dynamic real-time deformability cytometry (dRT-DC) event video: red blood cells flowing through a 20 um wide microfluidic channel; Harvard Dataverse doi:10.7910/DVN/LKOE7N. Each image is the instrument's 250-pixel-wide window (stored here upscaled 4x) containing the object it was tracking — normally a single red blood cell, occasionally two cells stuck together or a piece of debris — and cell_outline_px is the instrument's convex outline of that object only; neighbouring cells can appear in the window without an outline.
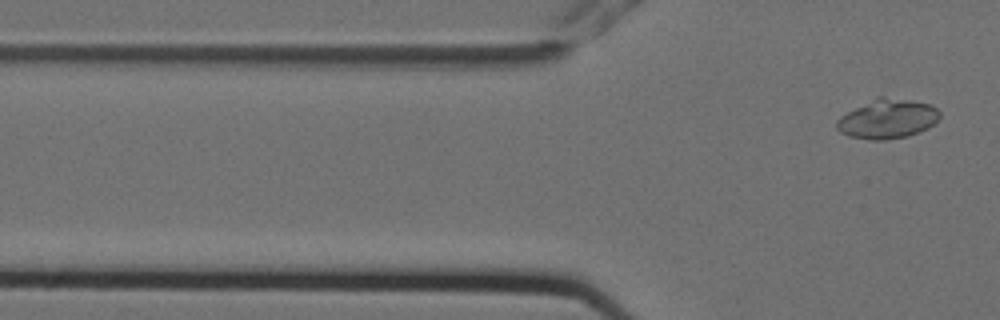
{"species": "Egyptian fruit bat (a non-hibernating species)", "species_latin": "Rousettus aegyptiacus", "temperature_condition": "cold", "stored_images_in_passage": 7, "camera_frame_rate_fps": 3000, "um_per_image_px": 0.085, "animal": {"sex": "female"}, "frame": {"image": 1, "passage_image": 7, "time_ms": 2.0, "image_size_px": [1000, 320], "cell_outline_px": [[940, 116], [928, 128], [920, 132], [908, 136], [884, 140], [868, 140], [848, 136], [840, 132], [836, 128], [836, 120], [840, 116], [876, 96], [884, 96], [932, 104], [940, 112]], "centroid_in_image_um": [75.41, 10.1], "position_along_channel_um": 50.4, "area_um2": 23.81}}